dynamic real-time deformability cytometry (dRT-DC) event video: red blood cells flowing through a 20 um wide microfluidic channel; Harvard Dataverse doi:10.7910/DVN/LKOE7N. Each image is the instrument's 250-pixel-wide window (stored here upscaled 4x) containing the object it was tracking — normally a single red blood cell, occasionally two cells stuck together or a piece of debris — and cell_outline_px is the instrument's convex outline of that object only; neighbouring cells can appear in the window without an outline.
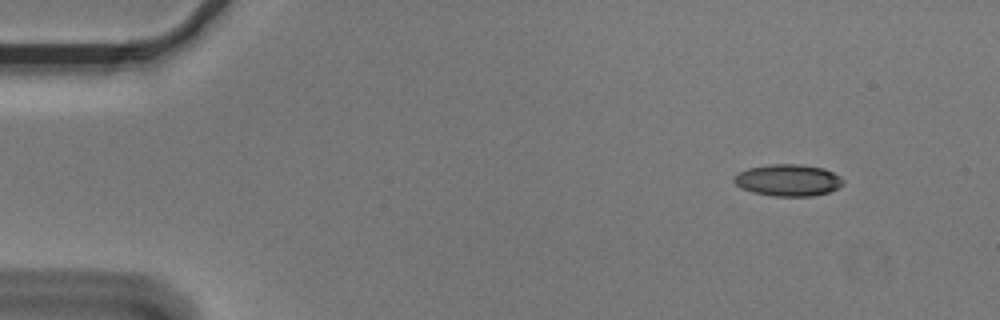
{"species": "Egyptian fruit bat (a non-hibernating species)", "species_latin": "Rousettus aegyptiacus", "temperature_condition": "cold", "stored_images_in_passage": 3, "camera_frame_rate_fps": 3000, "um_per_image_px": 0.085, "animal": {"sex": "male"}, "frame": {"image": 1, "passage_image": 1, "time_ms": 0.0, "image_size_px": [1000, 320], "cell_outline_px": [[844, 184], [828, 192], [812, 196], [772, 196], [752, 192], [740, 188], [732, 180], [732, 176], [748, 168], [772, 164], [800, 164], [824, 168], [840, 176], [844, 180]], "centroid_in_image_um": [66.97, 15.31], "position_along_channel_um": 18.0, "area_um2": 20.29}}
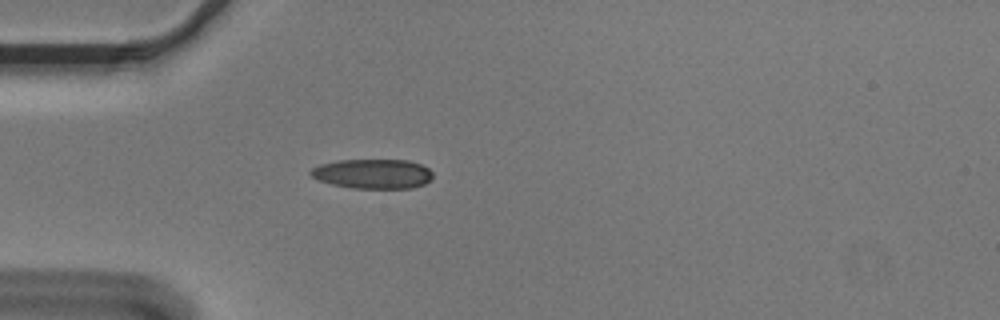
{"frame": {"image": 2, "passage_image": 3, "time_ms": 0.667, "image_size_px": [1000, 320], "cell_outline_px": [[432, 180], [424, 184], [412, 188], [352, 188], [332, 184], [320, 180], [312, 176], [308, 172], [312, 168], [320, 164], [336, 160], [408, 160], [420, 164], [428, 168], [432, 172]], "centroid_in_image_um": [31.7, 14.77], "position_along_channel_um": 53.3, "area_um2": 21.1}}